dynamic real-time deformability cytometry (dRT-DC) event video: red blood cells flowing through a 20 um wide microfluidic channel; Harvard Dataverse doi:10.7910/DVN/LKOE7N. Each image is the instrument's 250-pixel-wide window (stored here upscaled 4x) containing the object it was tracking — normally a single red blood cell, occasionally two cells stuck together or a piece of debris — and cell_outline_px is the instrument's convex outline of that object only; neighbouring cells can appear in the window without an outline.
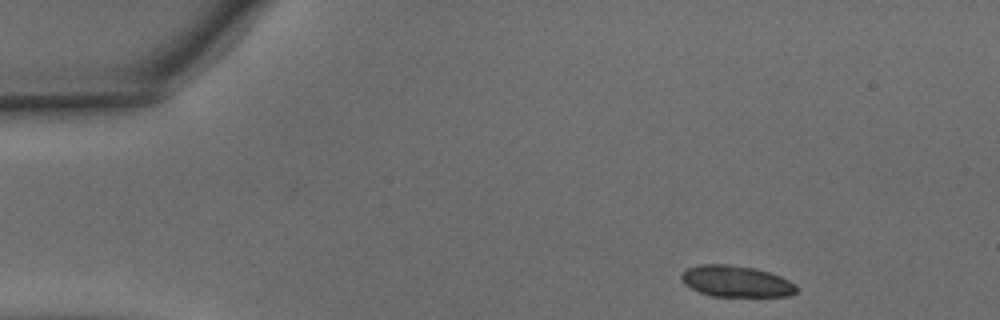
{"species": "common noctule bat (a hibernating species)", "species_latin": "Nyctalus noctula", "temperature_condition": "warm", "stored_images_in_passage": 34, "camera_frame_rate_fps": 3000, "um_per_image_px": 0.085, "animal": {"sex": "male", "body_mass_g": 15.6}, "frame": {"image": 1, "passage_image": 1, "time_ms": 0.0, "image_size_px": [1000, 320], "cell_outline_px": [[796, 292], [788, 296], [712, 296], [700, 292], [684, 284], [680, 276], [688, 268], [700, 264], [728, 264], [756, 268], [780, 276], [796, 284]], "centroid_in_image_um": [62.57, 23.91], "position_along_channel_um": 22.4, "area_um2": 20.87}}
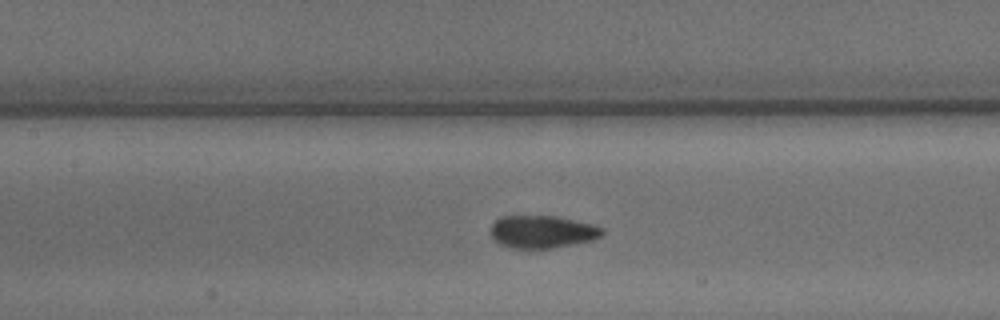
{"frame": {"image": 2, "passage_image": 17, "time_ms": 5.333, "image_size_px": [1000, 320], "cell_outline_px": [[604, 232], [600, 236], [592, 240], [552, 248], [512, 248], [500, 244], [492, 236], [492, 224], [500, 216], [556, 216], [576, 220], [592, 224], [604, 228]], "centroid_in_image_um": [46.11, 19.69], "position_along_channel_um": 161.3, "area_um2": 21.04}}
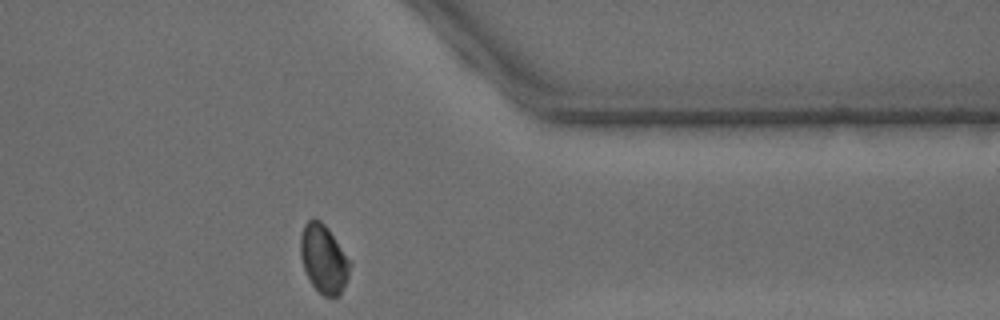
{"frame": {"image": 3, "passage_image": 34, "time_ms": 11.0, "image_size_px": [1000, 320], "cell_outline_px": [[352, 264], [348, 276], [340, 296], [324, 296], [312, 284], [304, 268], [300, 256], [300, 236], [304, 224], [312, 216], [320, 220], [328, 228], [352, 260]], "centroid_in_image_um": [27.53, 21.96], "position_along_channel_um": 383.9, "area_um2": 20.0}, "authors_computed_cell_mechanics": {"area_um2": 21.0392, "velocity_mm_per_s": 4.1239, "shape_relaxation_time_tau1_ms": 4.5514, "shape_relaxation_time_tau2_ms": null, "deformation_change_tau1": 0.1483, "deformation_change_tau2": null}}